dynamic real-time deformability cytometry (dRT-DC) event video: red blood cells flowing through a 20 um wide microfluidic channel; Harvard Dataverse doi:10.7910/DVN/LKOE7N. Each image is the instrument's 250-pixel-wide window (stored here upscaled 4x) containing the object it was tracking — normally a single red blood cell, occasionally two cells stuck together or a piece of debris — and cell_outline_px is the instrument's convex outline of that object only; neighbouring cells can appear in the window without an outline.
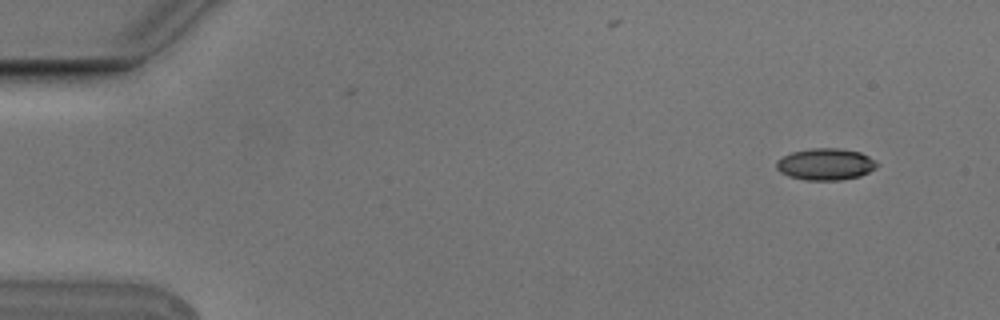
{"species": "Egyptian fruit bat (a non-hibernating species)", "species_latin": "Rousettus aegyptiacus", "temperature_condition": "cold", "stored_images_in_passage": 5, "camera_frame_rate_fps": 3000, "um_per_image_px": 0.085, "animal": {"sex": "male"}, "frame": {"image": 1, "passage_image": 1, "time_ms": 0.0, "image_size_px": [1000, 320], "cell_outline_px": [[880, 164], [876, 168], [860, 176], [840, 180], [804, 180], [788, 176], [780, 172], [776, 168], [776, 160], [792, 152], [812, 148], [836, 148], [860, 152], [868, 156]], "centroid_in_image_um": [70.17, 13.96], "position_along_channel_um": 14.8, "area_um2": 18.61}}
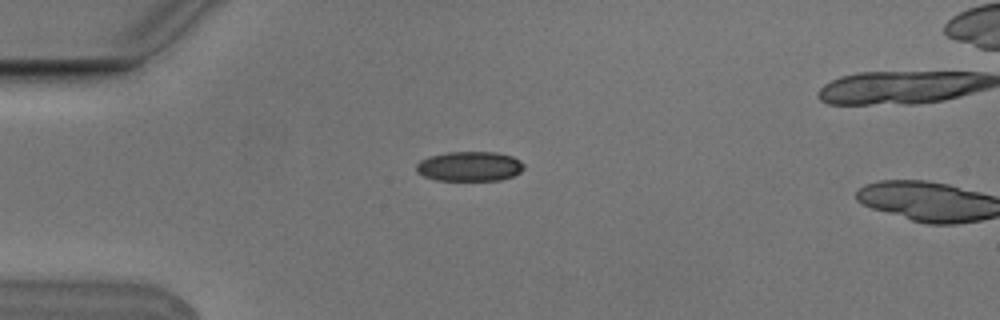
{"frame": {"image": 2, "passage_image": 4, "time_ms": 1.0, "image_size_px": [1000, 320], "cell_outline_px": [[524, 168], [520, 172], [512, 176], [500, 180], [436, 180], [424, 176], [416, 172], [416, 164], [420, 160], [428, 156], [448, 152], [496, 152], [512, 156], [520, 160], [524, 164]], "centroid_in_image_um": [39.9, 14.13], "position_along_channel_um": 45.1, "area_um2": 18.73}}